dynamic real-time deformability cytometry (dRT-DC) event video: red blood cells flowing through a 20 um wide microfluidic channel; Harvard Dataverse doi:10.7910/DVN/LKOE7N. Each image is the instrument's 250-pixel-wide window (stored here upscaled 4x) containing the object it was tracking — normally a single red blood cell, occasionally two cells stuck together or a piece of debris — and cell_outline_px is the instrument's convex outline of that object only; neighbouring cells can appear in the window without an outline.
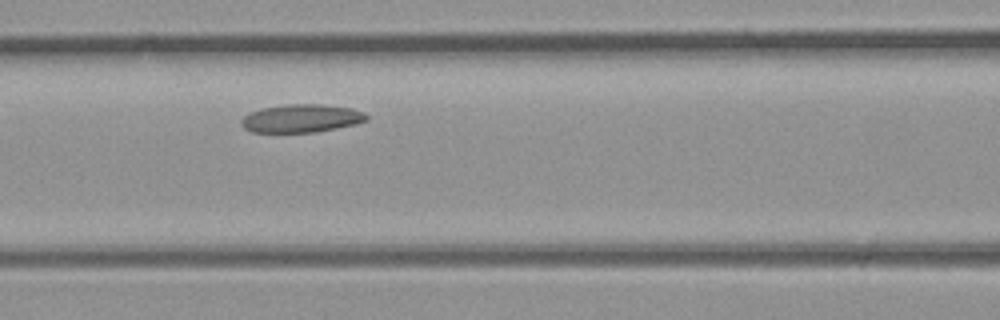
{"species": "common noctule bat (a hibernating species)", "species_latin": "Nyctalus noctula", "temperature_condition": "room temperature", "stored_images_in_passage": 5, "camera_frame_rate_fps": 3000, "um_per_image_px": 0.085, "animal": {"sex": "male", "body_mass_g": 23.1, "forearm_length_mm": 52.7}, "frame": {"image": 1, "passage_image": 5, "time_ms": 1.333, "image_size_px": [1000, 320], "cell_outline_px": [[368, 120], [356, 124], [316, 132], [252, 132], [244, 128], [240, 124], [240, 120], [248, 112], [260, 108], [288, 104], [324, 104], [352, 108], [364, 112], [368, 116]], "centroid_in_image_um": [25.6, 10.05], "position_along_channel_um": 141.0, "area_um2": 20.75}}